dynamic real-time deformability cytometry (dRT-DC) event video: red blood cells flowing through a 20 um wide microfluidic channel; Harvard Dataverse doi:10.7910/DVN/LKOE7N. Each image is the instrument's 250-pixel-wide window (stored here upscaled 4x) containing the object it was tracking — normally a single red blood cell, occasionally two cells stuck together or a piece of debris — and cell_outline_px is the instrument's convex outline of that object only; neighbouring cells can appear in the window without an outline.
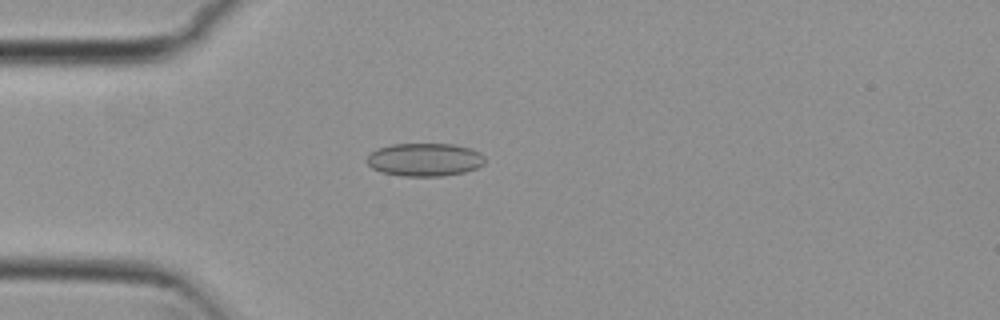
{"species": "common noctule bat (a hibernating species)", "species_latin": "Nyctalus noctula", "temperature_condition": "cold", "stored_images_in_passage": 15, "camera_frame_rate_fps": 3000, "um_per_image_px": 0.085, "animal": {"sex": "female", "body_mass_g": 29.2, "forearm_length_mm": 56.3}, "frame": {"image": 1, "passage_image": 10, "time_ms": 3.0, "image_size_px": [1000, 320], "cell_outline_px": [[484, 164], [476, 168], [464, 172], [444, 176], [400, 176], [380, 172], [372, 168], [368, 164], [368, 156], [376, 148], [392, 144], [452, 144], [468, 148], [480, 152], [484, 156]], "centroid_in_image_um": [36.09, 13.57], "position_along_channel_um": 48.9, "area_um2": 22.77}}
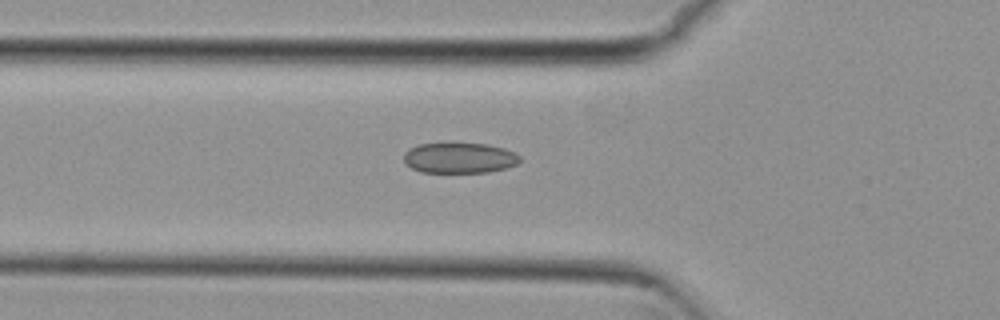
{"frame": {"image": 2, "passage_image": 14, "time_ms": 4.333, "image_size_px": [1000, 320], "cell_outline_px": [[520, 160], [516, 164], [508, 168], [488, 172], [420, 172], [412, 168], [404, 160], [404, 152], [408, 148], [420, 144], [444, 140], [488, 144], [504, 148], [520, 156]], "centroid_in_image_um": [39.02, 13.37], "position_along_channel_um": 86.8, "area_um2": 21.44}}